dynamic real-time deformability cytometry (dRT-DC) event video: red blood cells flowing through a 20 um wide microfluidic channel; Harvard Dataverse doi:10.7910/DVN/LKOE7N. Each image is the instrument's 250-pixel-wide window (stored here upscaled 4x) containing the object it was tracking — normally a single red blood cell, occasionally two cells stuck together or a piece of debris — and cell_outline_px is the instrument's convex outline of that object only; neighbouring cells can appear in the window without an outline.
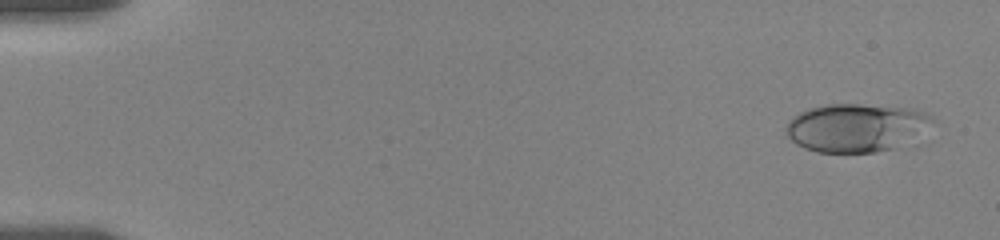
{"species": "human", "species_latin": "Homo sapiens", "temperature_condition": "room temperature", "stored_images_in_passage": 57, "camera_frame_rate_fps": 3000, "um_per_image_px": 0.085, "donor": {"sex": "female"}, "frame": {"image": 1, "passage_image": 3, "time_ms": 0.667, "image_size_px": [1000, 240], "cell_outline_px": [[932, 120], [896, 148], [876, 152], [816, 152], [804, 148], [796, 144], [784, 132], [784, 128], [788, 120], [800, 112], [808, 108], [828, 104], [860, 104], [916, 108], [928, 112], [932, 116]], "centroid_in_image_um": [72.67, 10.83], "position_along_channel_um": 12.3, "area_um2": 40.75}}
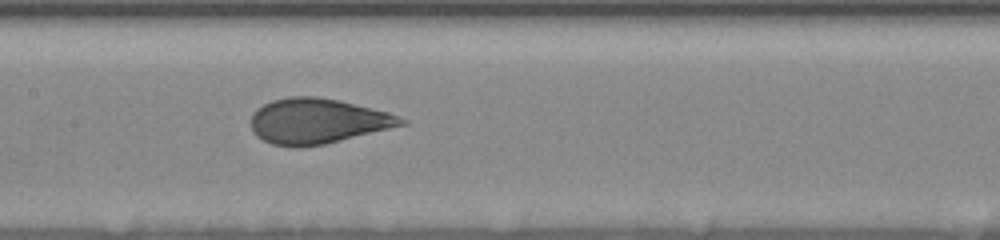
{"frame": {"image": 2, "passage_image": 29, "time_ms": 9.333, "image_size_px": [1000, 240], "cell_outline_px": [[408, 124], [324, 144], [300, 148], [292, 148], [272, 144], [256, 136], [252, 132], [252, 116], [256, 108], [272, 100], [288, 96], [316, 96], [340, 100], [388, 112], [408, 120]], "centroid_in_image_um": [26.98, 10.29], "position_along_channel_um": 180.4, "area_um2": 39.82}}
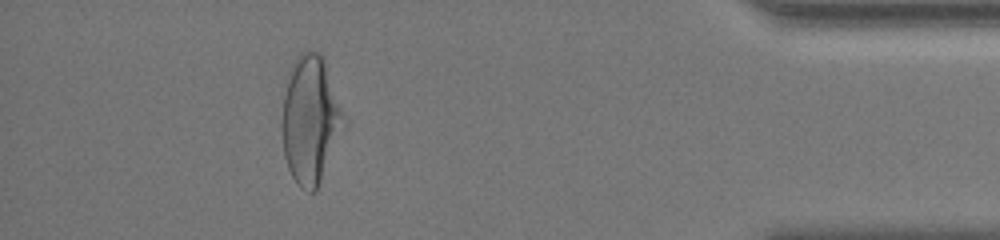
{"frame": {"image": 3, "passage_image": 52, "time_ms": 17.0, "image_size_px": [1000, 240], "cell_outline_px": [[348, 120], [316, 192], [308, 192], [300, 188], [296, 184], [288, 168], [284, 156], [284, 96], [288, 72], [296, 56], [300, 52], [308, 48], [320, 52], [324, 60]], "centroid_in_image_um": [26.43, 10.16], "position_along_channel_um": 408.8, "area_um2": 46.24}, "authors_computed_cell_mechanics": {"area_um2": 39.9976, "velocity_mm_per_s": 3.5434, "shape_relaxation_time_tau1_ms": 4.7553, "shape_relaxation_time_tau2_ms": null, "deformation_change_tau1": 0.1733, "deformation_change_tau2": null}}